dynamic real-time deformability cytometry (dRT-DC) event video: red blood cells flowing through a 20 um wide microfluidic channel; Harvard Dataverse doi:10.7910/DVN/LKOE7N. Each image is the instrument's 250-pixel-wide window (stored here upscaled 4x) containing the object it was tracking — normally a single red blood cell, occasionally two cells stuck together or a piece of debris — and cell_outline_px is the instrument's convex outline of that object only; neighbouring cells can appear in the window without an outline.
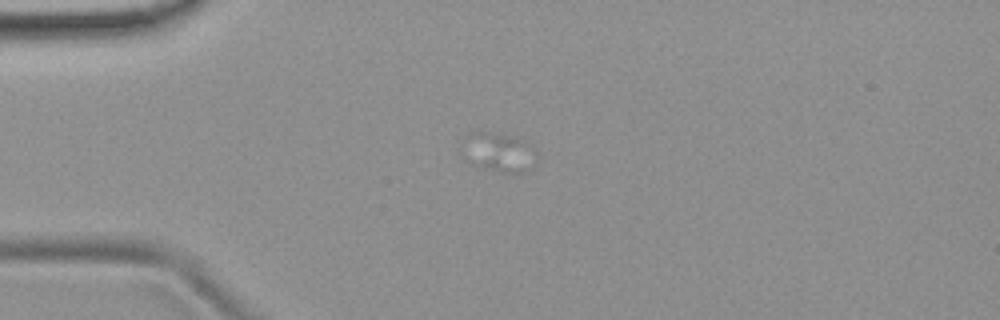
{"species": "common noctule bat (a hibernating species)", "species_latin": "Nyctalus noctula", "temperature_condition": "room temperature", "stored_images_in_passage": 16, "camera_frame_rate_fps": 3000, "um_per_image_px": 0.085, "animal": {"sex": "female", "body_mass_g": 19.9}, "frame": {"image": 1, "passage_image": 5, "time_ms": 1.333, "image_size_px": [1000, 320], "cell_outline_px": [[536, 152], [532, 168], [524, 172], [500, 172], [472, 164], [460, 156], [460, 148], [472, 132], [488, 132], [512, 136], [524, 140]], "centroid_in_image_um": [42.34, 12.95], "position_along_channel_um": 42.7, "area_um2": 16.88}}
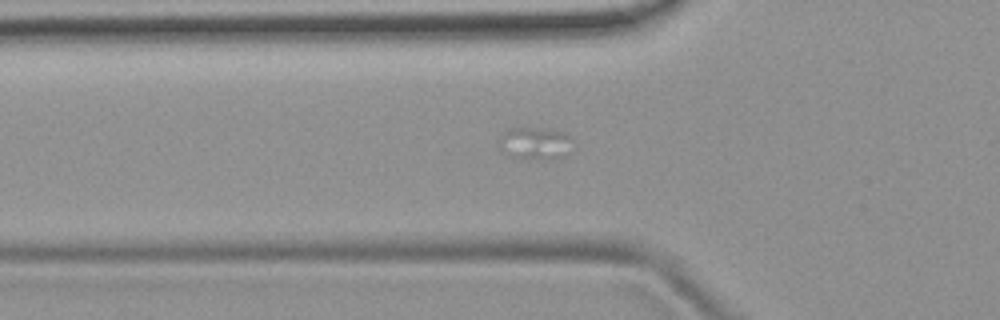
{"frame": {"image": 2, "passage_image": 10, "time_ms": 3.0, "image_size_px": [1000, 320], "cell_outline_px": [[572, 152], [564, 156], [552, 160], [508, 156], [500, 152], [496, 148], [500, 136], [508, 128], [528, 128], [560, 132], [568, 136]], "centroid_in_image_um": [45.39, 12.22], "position_along_channel_um": 80.4, "area_um2": 13.87}}